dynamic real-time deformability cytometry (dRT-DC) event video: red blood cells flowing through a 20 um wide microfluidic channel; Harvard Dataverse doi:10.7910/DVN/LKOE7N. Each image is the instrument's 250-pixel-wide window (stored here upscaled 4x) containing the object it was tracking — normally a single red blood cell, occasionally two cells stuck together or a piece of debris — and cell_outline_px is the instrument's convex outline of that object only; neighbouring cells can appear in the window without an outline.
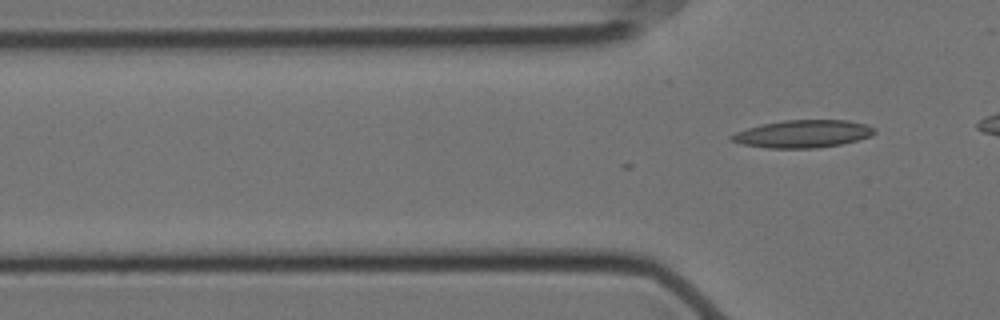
{"species": "Egyptian fruit bat (a non-hibernating species)", "species_latin": "Rousettus aegyptiacus", "temperature_condition": "cold", "stored_images_in_passage": 8, "camera_frame_rate_fps": 3000, "um_per_image_px": 0.085, "animal": {"sex": "female"}, "frame": {"image": 1, "passage_image": 8, "time_ms": 2.333, "image_size_px": [1000, 320], "cell_outline_px": [[876, 132], [872, 136], [840, 144], [816, 148], [768, 148], [744, 144], [732, 140], [728, 136], [736, 132], [760, 124], [784, 120], [848, 120], [868, 124], [876, 128]], "centroid_in_image_um": [68.29, 11.36], "position_along_channel_um": 57.5, "area_um2": 23.0}}